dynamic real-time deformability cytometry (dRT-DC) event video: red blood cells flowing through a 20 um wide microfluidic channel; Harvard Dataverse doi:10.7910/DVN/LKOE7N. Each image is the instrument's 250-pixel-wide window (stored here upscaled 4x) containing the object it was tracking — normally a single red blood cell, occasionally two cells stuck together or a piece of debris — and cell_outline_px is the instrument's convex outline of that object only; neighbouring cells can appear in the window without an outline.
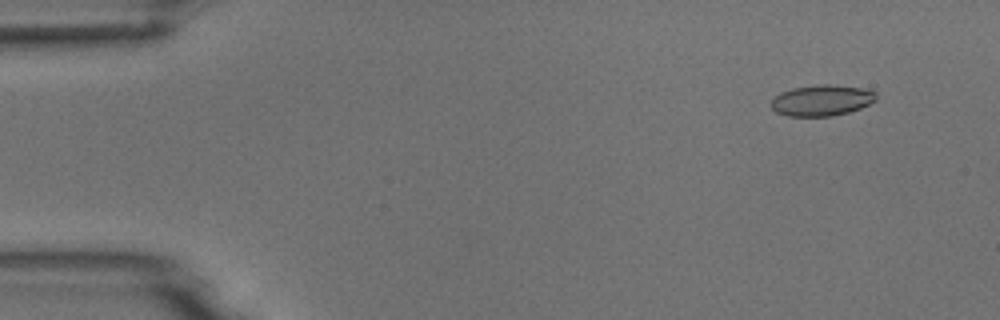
{"species": "common noctule bat (a hibernating species)", "species_latin": "Nyctalus noctula", "temperature_condition": "room temperature", "stored_images_in_passage": 5, "camera_frame_rate_fps": 3000, "um_per_image_px": 0.085, "animal": {"sex": "male", "body_mass_g": 18.8}, "frame": {"image": 1, "passage_image": 2, "time_ms": 1.0, "image_size_px": [1000, 320], "cell_outline_px": [[876, 100], [860, 108], [848, 112], [832, 116], [788, 116], [776, 112], [772, 108], [772, 100], [780, 92], [792, 88], [820, 84], [828, 84], [860, 88], [876, 92]], "centroid_in_image_um": [69.83, 8.53], "position_along_channel_um": 15.2, "area_um2": 18.79}}
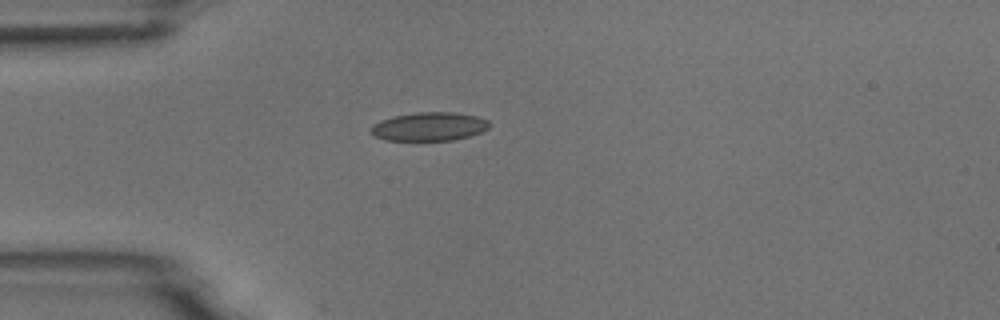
{"frame": {"image": 2, "passage_image": 4, "time_ms": 4.333, "image_size_px": [1000, 320], "cell_outline_px": [[488, 128], [480, 132], [468, 136], [452, 140], [384, 140], [376, 136], [372, 132], [372, 124], [380, 120], [392, 116], [416, 112], [452, 112], [476, 116], [488, 120]], "centroid_in_image_um": [36.45, 10.75], "position_along_channel_um": 48.5, "area_um2": 19.54}}